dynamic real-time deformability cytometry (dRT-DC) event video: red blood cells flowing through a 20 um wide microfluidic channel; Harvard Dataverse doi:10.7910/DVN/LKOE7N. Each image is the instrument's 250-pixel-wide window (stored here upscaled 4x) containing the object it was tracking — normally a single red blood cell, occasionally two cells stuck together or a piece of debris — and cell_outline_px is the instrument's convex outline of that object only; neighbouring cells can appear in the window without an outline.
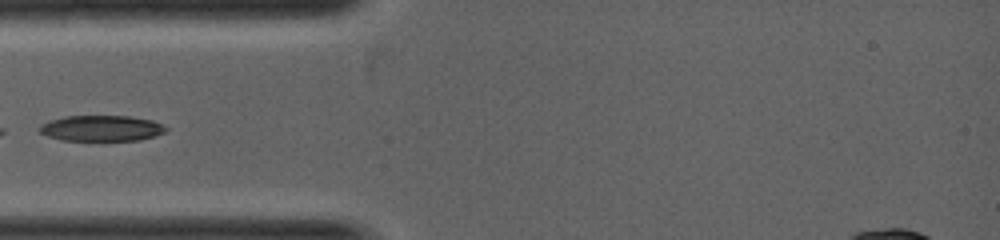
{"species": "common noctule bat (a hibernating species)", "species_latin": "Nyctalus noctula", "temperature_condition": "warm", "stored_images_in_passage": 22, "camera_frame_rate_fps": 5000, "um_per_image_px": 0.085, "animal": {"sex": "female", "body_mass_g": 19.0, "forearm_length_mm": 53.3}, "frame": {"image": 1, "passage_image": 1, "time_ms": 0.0, "image_size_px": [1000, 240], "cell_outline_px": [[168, 128], [164, 132], [156, 136], [140, 140], [60, 140], [48, 136], [40, 132], [36, 128], [40, 124], [48, 120], [64, 116], [128, 116], [152, 120], [164, 124]], "centroid_in_image_um": [8.6, 10.9], "position_along_channel_um": 76.4, "area_um2": 19.19}}
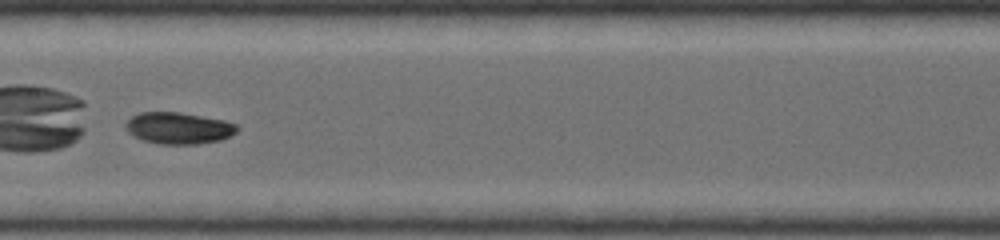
{"frame": {"image": 2, "passage_image": 7, "time_ms": 1.4, "image_size_px": [1000, 240], "cell_outline_px": [[240, 128], [236, 132], [220, 140], [196, 144], [160, 144], [144, 140], [128, 132], [124, 128], [124, 124], [132, 116], [140, 112], [180, 112], [224, 120], [236, 124]], "centroid_in_image_um": [15.17, 10.88], "position_along_channel_um": 192.2, "area_um2": 20.46}}